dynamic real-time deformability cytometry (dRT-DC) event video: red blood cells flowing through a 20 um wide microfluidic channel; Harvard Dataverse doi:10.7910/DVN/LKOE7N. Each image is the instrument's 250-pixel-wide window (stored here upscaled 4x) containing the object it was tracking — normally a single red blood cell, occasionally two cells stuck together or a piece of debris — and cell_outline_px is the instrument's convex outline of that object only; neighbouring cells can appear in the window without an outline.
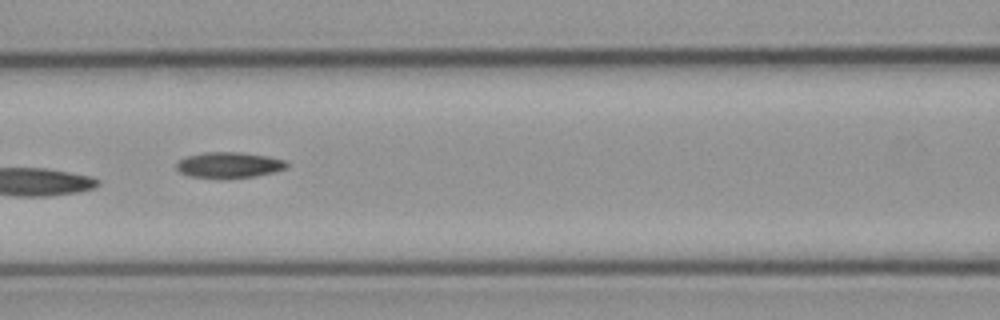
{"species": "common noctule bat (a hibernating species)", "species_latin": "Nyctalus noctula", "temperature_condition": "cold", "stored_images_in_passage": 9, "camera_frame_rate_fps": 3000, "um_per_image_px": 0.085, "animal": {"sex": "male", "body_mass_g": 23.1, "forearm_length_mm": 52.7}, "frame": {"image": 1, "passage_image": 6, "time_ms": 5.667, "image_size_px": [1000, 320], "cell_outline_px": [[288, 168], [276, 172], [256, 176], [188, 176], [180, 172], [176, 168], [176, 164], [180, 160], [188, 156], [204, 152], [240, 152], [268, 156], [284, 160], [288, 164]], "centroid_in_image_um": [19.52, 13.99], "position_along_channel_um": 147.1, "area_um2": 16.07}}
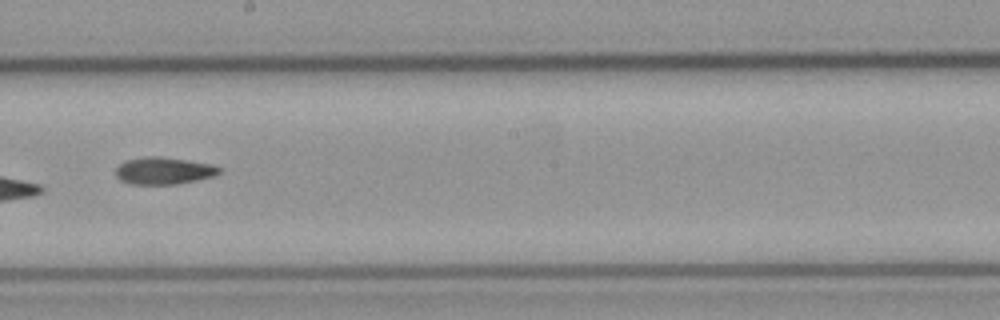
{"frame": {"image": 2, "passage_image": 8, "time_ms": 8.0, "image_size_px": [1000, 320], "cell_outline_px": [[220, 172], [216, 176], [176, 184], [132, 184], [120, 180], [116, 176], [116, 168], [120, 164], [128, 160], [144, 156], [160, 156], [188, 160], [212, 164], [220, 168]], "centroid_in_image_um": [13.93, 14.51], "position_along_channel_um": 234.3, "area_um2": 16.36}}
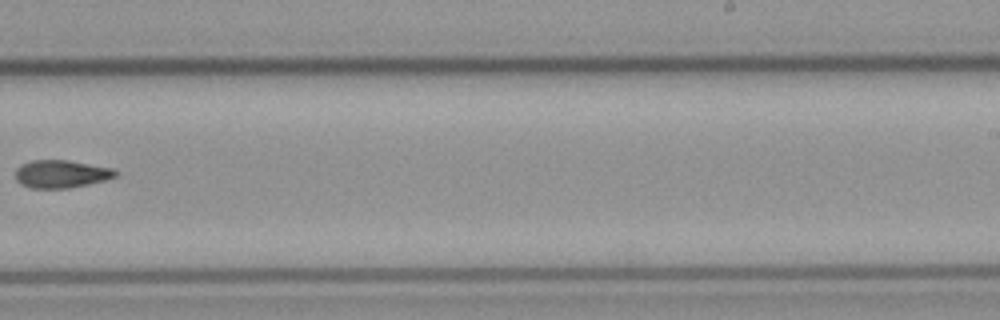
{"frame": {"image": 3, "passage_image": 9, "time_ms": 9.333, "image_size_px": [1000, 320], "cell_outline_px": [[120, 172], [116, 176], [108, 180], [68, 188], [32, 188], [20, 184], [16, 180], [16, 168], [20, 164], [32, 160], [68, 160], [112, 168]], "centroid_in_image_um": [5.21, 14.78], "position_along_channel_um": 283.8, "area_um2": 16.36}}